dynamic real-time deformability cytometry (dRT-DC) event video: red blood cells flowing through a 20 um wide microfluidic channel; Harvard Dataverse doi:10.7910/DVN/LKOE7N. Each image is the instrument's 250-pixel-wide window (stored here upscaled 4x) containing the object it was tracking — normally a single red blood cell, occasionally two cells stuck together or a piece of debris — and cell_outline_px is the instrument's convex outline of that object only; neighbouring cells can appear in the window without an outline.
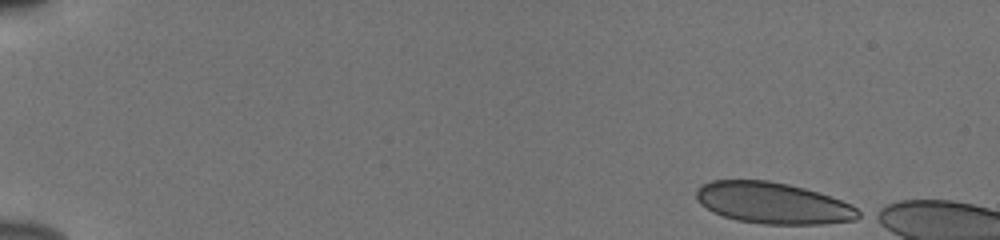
{"species": "human", "species_latin": "Homo sapiens", "temperature_condition": "cold", "stored_images_in_passage": 47, "camera_frame_rate_fps": 3000, "um_per_image_px": 0.085, "donor": {"sex": "male"}, "frame": {"image": 1, "passage_image": 1, "time_ms": 0.0, "image_size_px": [1000, 240], "cell_outline_px": [[864, 216], [856, 220], [824, 224], [764, 224], [736, 220], [712, 212], [700, 204], [696, 196], [696, 188], [700, 184], [712, 180], [768, 180], [788, 184], [804, 188], [840, 200], [864, 212]], "centroid_in_image_um": [65.7, 17.26], "position_along_channel_um": 19.3, "area_um2": 39.25}}
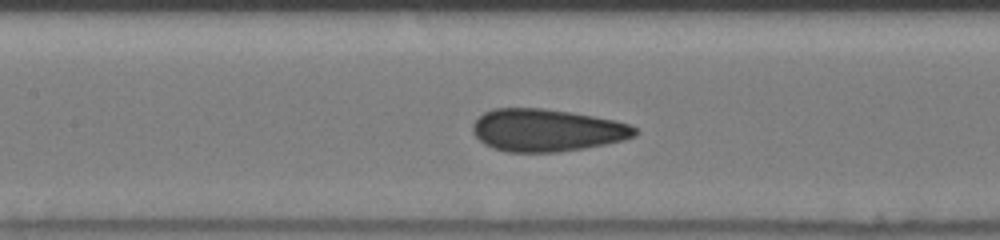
{"frame": {"image": 2, "passage_image": 23, "time_ms": 7.333, "image_size_px": [1000, 240], "cell_outline_px": [[640, 132], [636, 136], [624, 140], [584, 148], [556, 152], [508, 152], [492, 148], [484, 144], [472, 132], [472, 124], [484, 112], [492, 108], [544, 108], [572, 112], [616, 120], [628, 124], [636, 128]], "centroid_in_image_um": [46.48, 11.06], "position_along_channel_um": 160.9, "area_um2": 40.34}}
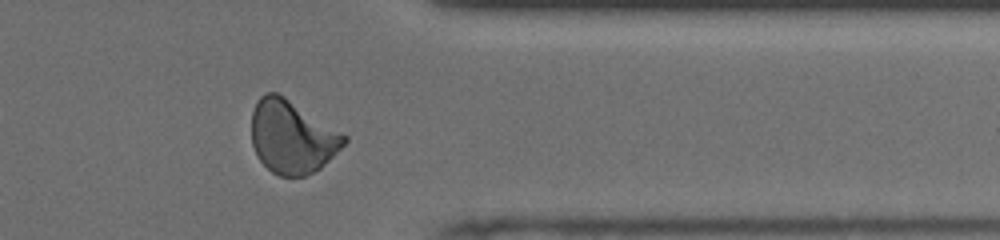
{"frame": {"image": 3, "passage_image": 41, "time_ms": 13.333, "image_size_px": [1000, 240], "cell_outline_px": [[348, 140], [320, 168], [304, 176], [280, 176], [272, 172], [256, 156], [252, 144], [252, 112], [260, 96], [264, 92], [276, 92], [284, 96], [348, 136]], "centroid_in_image_um": [24.8, 11.63], "position_along_channel_um": 386.6, "area_um2": 39.13}}